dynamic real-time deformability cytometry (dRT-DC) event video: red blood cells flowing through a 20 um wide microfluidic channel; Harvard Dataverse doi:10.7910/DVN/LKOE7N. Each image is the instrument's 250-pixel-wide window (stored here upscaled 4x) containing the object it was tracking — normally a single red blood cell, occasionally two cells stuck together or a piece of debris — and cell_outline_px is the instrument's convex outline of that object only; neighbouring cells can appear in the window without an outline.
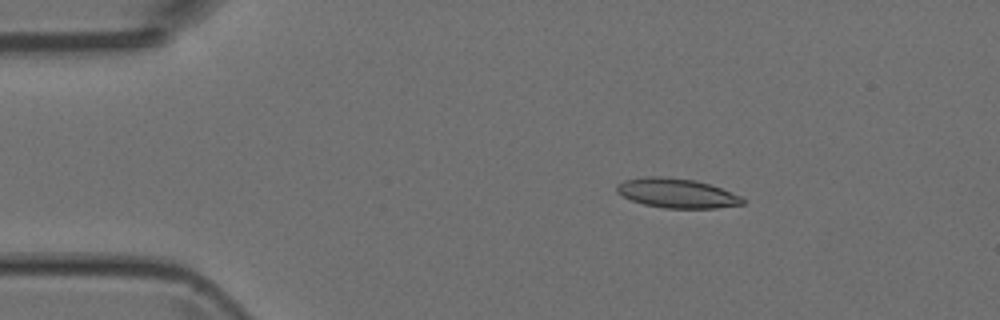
{"species": "Egyptian fruit bat (a non-hibernating species)", "species_latin": "Rousettus aegyptiacus", "temperature_condition": "room temperature", "stored_images_in_passage": 4, "camera_frame_rate_fps": 3000, "um_per_image_px": 0.085, "animal": {"sex": "female"}, "frame": {"image": 1, "passage_image": 3, "time_ms": 2.333, "image_size_px": [1000, 320], "cell_outline_px": [[744, 204], [716, 208], [664, 208], [644, 204], [632, 200], [616, 192], [616, 184], [624, 180], [644, 176], [660, 176], [696, 180], [720, 188], [740, 196], [744, 200]], "centroid_in_image_um": [57.49, 16.41], "position_along_channel_um": 27.5, "area_um2": 21.5}}